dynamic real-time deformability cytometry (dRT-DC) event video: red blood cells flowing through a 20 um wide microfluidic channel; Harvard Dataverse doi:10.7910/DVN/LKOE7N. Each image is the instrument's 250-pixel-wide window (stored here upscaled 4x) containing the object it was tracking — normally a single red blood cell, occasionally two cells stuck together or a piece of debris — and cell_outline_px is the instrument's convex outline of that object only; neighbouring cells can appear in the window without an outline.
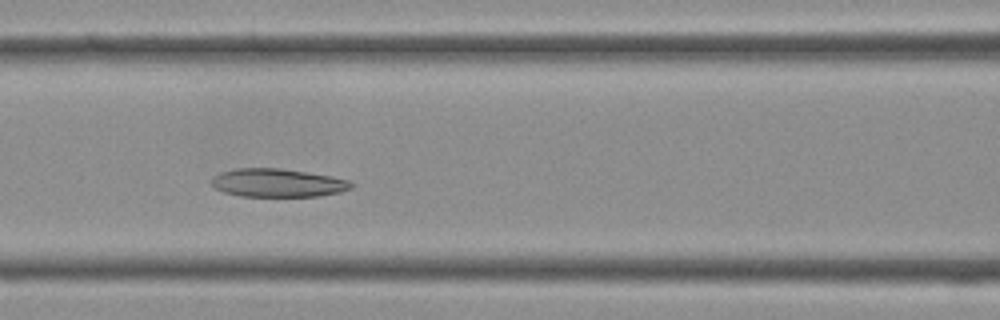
{"species": "Egyptian fruit bat (a non-hibernating species)", "species_latin": "Rousettus aegyptiacus", "temperature_condition": "cold", "stored_images_in_passage": 38, "camera_frame_rate_fps": 3000, "um_per_image_px": 0.085, "frame": {"image": 1, "passage_image": 15, "time_ms": 4.667, "image_size_px": [1000, 320], "cell_outline_px": [[356, 184], [352, 188], [340, 192], [320, 196], [240, 196], [224, 192], [216, 188], [212, 184], [212, 176], [220, 172], [236, 168], [280, 168], [332, 176], [348, 180]], "centroid_in_image_um": [23.62, 15.54], "position_along_channel_um": 143.0, "area_um2": 23.12}}
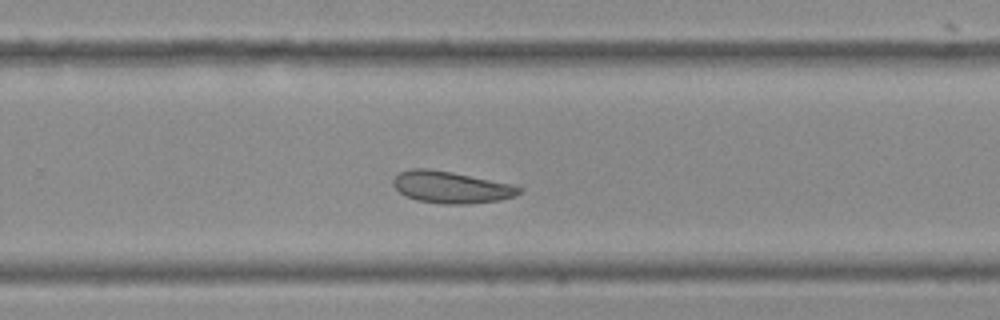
{"frame": {"image": 2, "passage_image": 24, "time_ms": 7.667, "image_size_px": [1000, 320], "cell_outline_px": [[524, 188], [516, 196], [500, 200], [468, 204], [444, 204], [416, 200], [404, 196], [392, 184], [392, 180], [400, 172], [408, 168], [428, 168], [452, 172], [512, 184]], "centroid_in_image_um": [38.34, 15.91], "position_along_channel_um": 291.5, "area_um2": 23.52}}
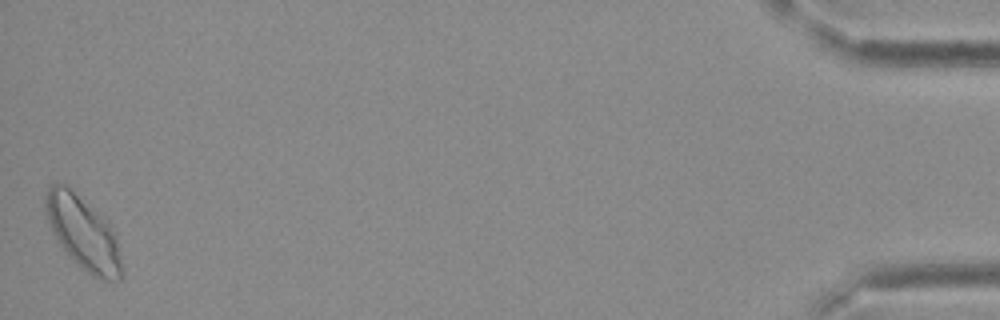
{"frame": {"image": 3, "passage_image": 38, "time_ms": 12.333, "image_size_px": [1000, 320], "cell_outline_px": [[124, 272], [120, 280], [104, 280], [92, 276], [80, 268], [60, 244], [52, 232], [44, 208], [44, 196], [48, 188], [52, 184], [64, 184], [108, 220], [116, 236]], "centroid_in_image_um": [7.09, 19.83], "position_along_channel_um": 428.1, "area_um2": 32.54}}